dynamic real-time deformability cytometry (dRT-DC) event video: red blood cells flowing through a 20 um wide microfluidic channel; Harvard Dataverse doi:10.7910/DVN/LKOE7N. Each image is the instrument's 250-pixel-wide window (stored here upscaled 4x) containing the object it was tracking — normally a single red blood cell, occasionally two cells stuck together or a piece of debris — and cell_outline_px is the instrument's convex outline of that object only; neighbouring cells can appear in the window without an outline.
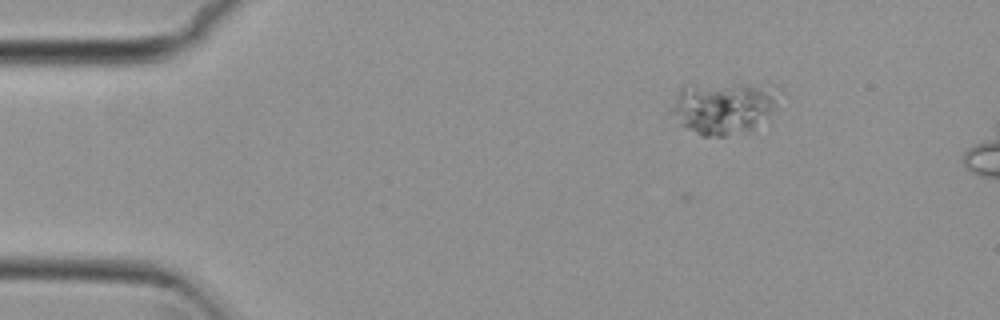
{"species": "common noctule bat (a hibernating species)", "species_latin": "Nyctalus noctula", "temperature_condition": "cold", "stored_images_in_passage": 7, "camera_frame_rate_fps": 3000, "um_per_image_px": 0.085, "animal": {"sex": "female", "body_mass_g": 29.2, "forearm_length_mm": 56.3}, "frame": {"image": 1, "passage_image": 1, "time_ms": 0.0, "image_size_px": [1000, 320], "cell_outline_px": [[784, 92], [776, 108], [768, 120], [748, 132], [724, 136], [700, 136], [680, 124], [668, 112], [680, 84], [748, 84], [780, 88]], "centroid_in_image_um": [61.53, 9.15], "position_along_channel_um": 23.5, "area_um2": 34.16}}